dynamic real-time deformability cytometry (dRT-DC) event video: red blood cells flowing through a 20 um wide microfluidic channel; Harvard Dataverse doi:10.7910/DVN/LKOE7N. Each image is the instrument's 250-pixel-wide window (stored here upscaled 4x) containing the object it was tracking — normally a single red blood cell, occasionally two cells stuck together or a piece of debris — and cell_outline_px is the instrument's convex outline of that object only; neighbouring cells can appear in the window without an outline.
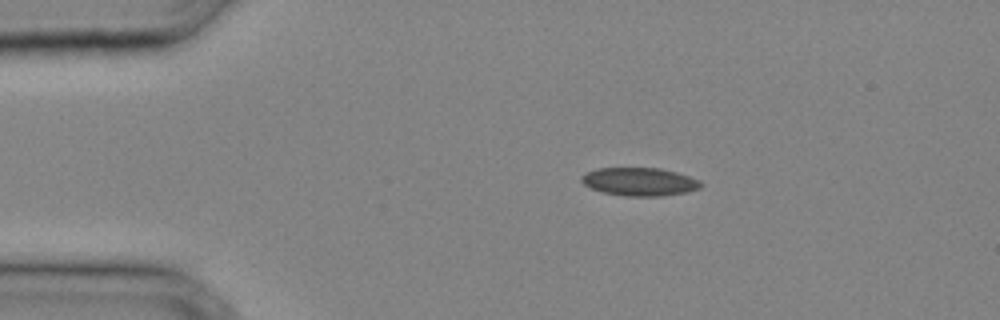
{"species": "common noctule bat (a hibernating species)", "species_latin": "Nyctalus noctula", "temperature_condition": "cold", "stored_images_in_passage": 28, "camera_frame_rate_fps": 3000, "um_per_image_px": 0.085, "animal": {"sex": "male", "body_mass_g": 20.4}, "frame": {"image": 1, "passage_image": 1, "time_ms": 0.0, "image_size_px": [1000, 320], "cell_outline_px": [[704, 184], [700, 188], [688, 192], [660, 196], [624, 196], [604, 192], [592, 188], [584, 184], [580, 180], [580, 176], [584, 172], [596, 168], [660, 168], [676, 172], [700, 180]], "centroid_in_image_um": [54.36, 15.44], "position_along_channel_um": 30.6, "area_um2": 19.71}}
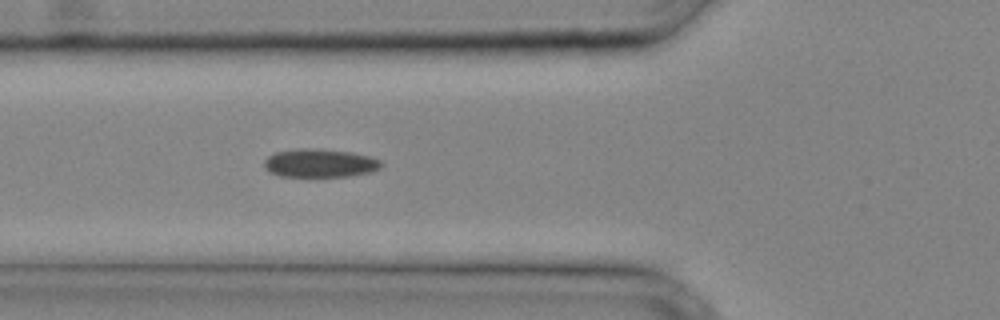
{"frame": {"image": 2, "passage_image": 7, "time_ms": 2.0, "image_size_px": [1000, 320], "cell_outline_px": [[384, 164], [380, 168], [372, 172], [348, 176], [280, 176], [264, 168], [264, 160], [268, 156], [276, 152], [296, 148], [324, 148], [352, 152], [368, 156], [380, 160]], "centroid_in_image_um": [27.21, 13.85], "position_along_channel_um": 98.6, "area_um2": 19.54}}
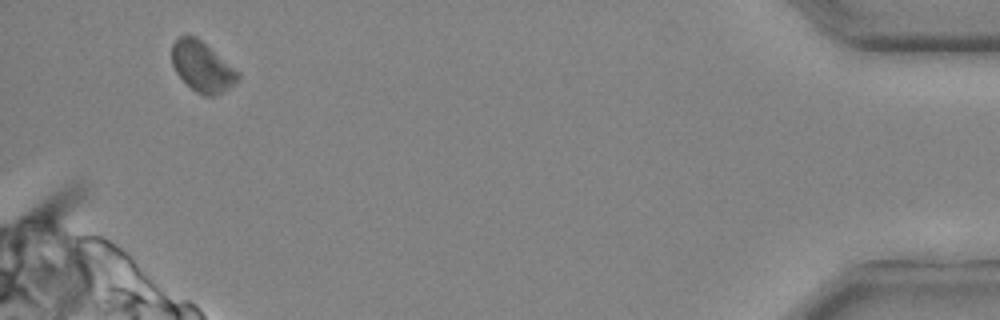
{"frame": {"image": 3, "passage_image": 27, "time_ms": 8.667, "image_size_px": [1000, 320], "cell_outline_px": [[240, 76], [228, 88], [212, 96], [204, 96], [196, 92], [176, 72], [172, 64], [172, 44], [180, 36], [196, 36], [240, 72]], "centroid_in_image_um": [17.18, 5.65], "position_along_channel_um": 418.0, "area_um2": 18.9}}